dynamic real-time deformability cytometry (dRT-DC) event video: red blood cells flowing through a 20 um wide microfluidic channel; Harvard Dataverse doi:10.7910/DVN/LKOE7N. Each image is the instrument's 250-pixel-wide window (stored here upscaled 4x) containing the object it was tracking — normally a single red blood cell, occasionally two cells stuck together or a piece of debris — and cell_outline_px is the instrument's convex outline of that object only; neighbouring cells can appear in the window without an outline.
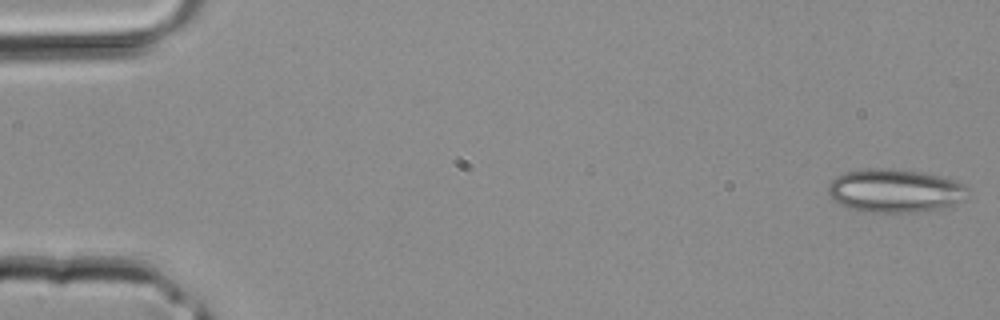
{"species": "common noctule bat (a hibernating species)", "species_latin": "Nyctalus noctula", "temperature_condition": "room temperature", "stored_images_in_passage": 37, "camera_frame_rate_fps": 3000, "um_per_image_px": 0.085, "animal": {"sex": "male", "body_mass_g": 20.4}, "frame": {"image": 1, "passage_image": 1, "time_ms": 0.0, "image_size_px": [1000, 320], "cell_outline_px": [[968, 188], [952, 204], [944, 208], [920, 212], [864, 212], [848, 208], [832, 200], [828, 192], [828, 184], [836, 176], [844, 172], [864, 168], [888, 168], [916, 172], [940, 176], [964, 184]], "centroid_in_image_um": [75.95, 16.21], "position_along_channel_um": 9.1, "area_um2": 34.97}}
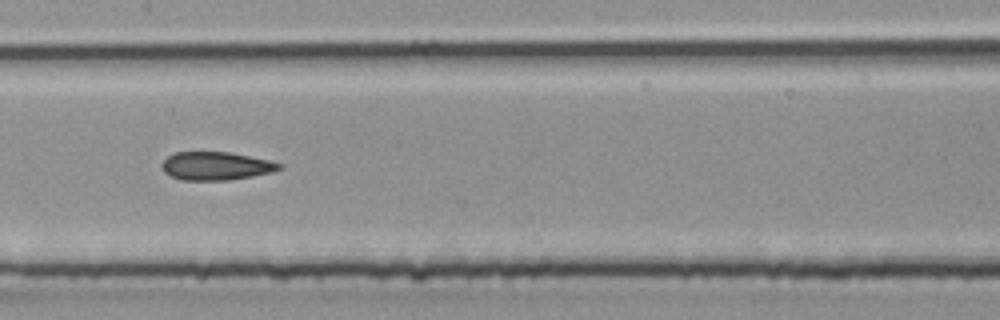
{"frame": {"image": 2, "passage_image": 20, "time_ms": 6.333, "image_size_px": [1000, 320], "cell_outline_px": [[284, 168], [272, 172], [252, 176], [228, 180], [180, 180], [164, 172], [164, 160], [168, 156], [176, 152], [228, 152], [268, 160], [284, 164]], "centroid_in_image_um": [18.41, 14.11], "position_along_channel_um": 189.0, "area_um2": 19.13}}
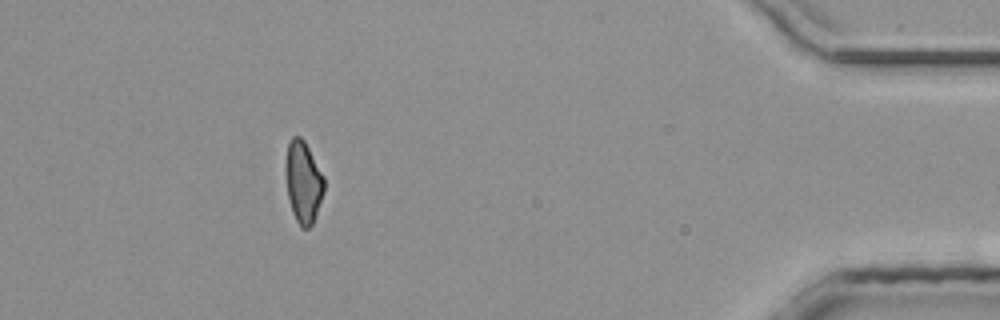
{"frame": {"image": 3, "passage_image": 36, "time_ms": 11.667, "image_size_px": [1000, 320], "cell_outline_px": [[324, 192], [312, 224], [308, 228], [300, 228], [292, 212], [288, 196], [284, 168], [284, 164], [288, 144], [292, 136], [300, 136], [304, 140], [324, 176]], "centroid_in_image_um": [25.76, 15.46], "position_along_channel_um": 409.4, "area_um2": 18.44}}